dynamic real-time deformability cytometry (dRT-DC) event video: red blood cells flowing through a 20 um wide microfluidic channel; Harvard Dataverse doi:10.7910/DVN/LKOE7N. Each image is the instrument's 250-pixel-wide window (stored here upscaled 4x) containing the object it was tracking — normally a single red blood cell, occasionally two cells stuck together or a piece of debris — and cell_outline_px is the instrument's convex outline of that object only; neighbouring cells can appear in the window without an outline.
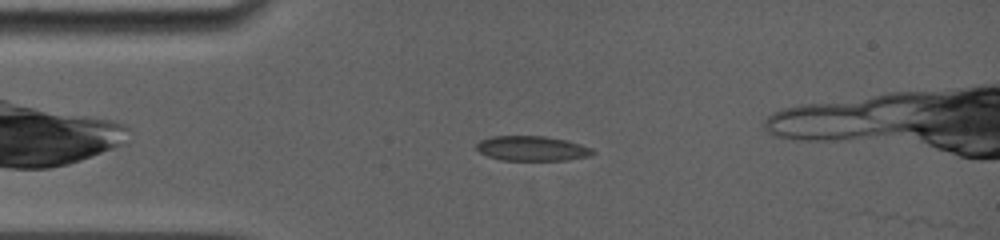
{"species": "common noctule bat (a hibernating species)", "species_latin": "Nyctalus noctula", "temperature_condition": "room temperature", "stored_images_in_passage": 5, "camera_frame_rate_fps": 5000, "um_per_image_px": 0.085, "animal": {"sex": "female", "body_mass_g": 19.0, "forearm_length_mm": 56.7}, "frame": {"image": 1, "passage_image": 4, "time_ms": 0.6, "image_size_px": [1000, 240], "cell_outline_px": [[596, 152], [588, 156], [568, 160], [500, 160], [488, 156], [480, 152], [476, 148], [476, 144], [480, 140], [492, 136], [544, 136], [568, 140], [592, 148]], "centroid_in_image_um": [45.22, 12.61], "position_along_channel_um": 39.8, "area_um2": 16.88}}